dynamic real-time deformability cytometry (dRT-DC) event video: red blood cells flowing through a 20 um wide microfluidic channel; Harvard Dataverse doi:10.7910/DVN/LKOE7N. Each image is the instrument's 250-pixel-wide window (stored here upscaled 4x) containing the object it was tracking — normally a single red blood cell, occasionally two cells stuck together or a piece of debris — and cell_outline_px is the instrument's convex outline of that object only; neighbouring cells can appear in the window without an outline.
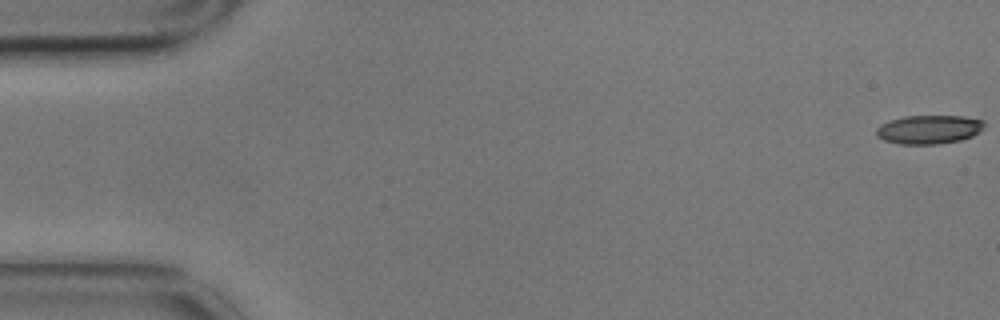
{"species": "common noctule bat (a hibernating species)", "species_latin": "Nyctalus noctula", "temperature_condition": "cold", "stored_images_in_passage": 4, "camera_frame_rate_fps": 3000, "um_per_image_px": 0.085, "animal": {"sex": "male", "body_mass_g": 17.9}, "frame": {"image": 1, "passage_image": 1, "time_ms": 0.0, "image_size_px": [1000, 320], "cell_outline_px": [[984, 124], [980, 132], [972, 136], [960, 140], [936, 144], [900, 144], [884, 140], [876, 136], [876, 128], [880, 124], [888, 120], [904, 116], [964, 116], [984, 120]], "centroid_in_image_um": [78.93, 11.0], "position_along_channel_um": 6.1, "area_um2": 18.21}}